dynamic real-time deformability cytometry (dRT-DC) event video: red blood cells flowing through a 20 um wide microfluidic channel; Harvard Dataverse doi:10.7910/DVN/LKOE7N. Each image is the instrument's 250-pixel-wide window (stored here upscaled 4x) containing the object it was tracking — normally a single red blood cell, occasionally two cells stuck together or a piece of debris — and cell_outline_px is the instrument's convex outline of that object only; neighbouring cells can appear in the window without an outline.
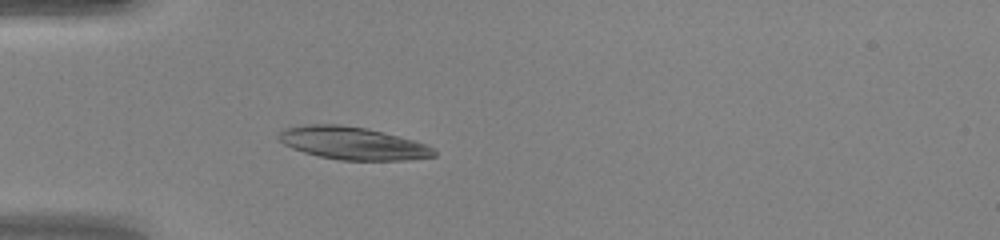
{"species": "human", "species_latin": "Homo sapiens", "temperature_condition": "warm", "stored_images_in_passage": 49, "camera_frame_rate_fps": 3000, "um_per_image_px": 0.085, "donor": {"sex": "female"}, "frame": {"image": 1, "passage_image": 16, "time_ms": 5.0, "image_size_px": [1000, 240], "cell_outline_px": [[436, 156], [404, 160], [340, 160], [320, 156], [304, 152], [292, 148], [284, 144], [276, 136], [284, 128], [304, 124], [340, 124], [364, 128], [428, 144], [436, 152]], "centroid_in_image_um": [29.94, 12.17], "position_along_channel_um": 55.1, "area_um2": 29.3}}
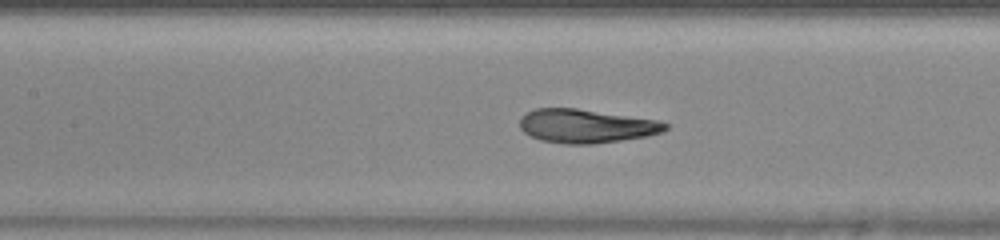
{"frame": {"image": 2, "passage_image": 24, "time_ms": 7.667, "image_size_px": [1000, 240], "cell_outline_px": [[668, 128], [664, 132], [648, 136], [592, 144], [564, 144], [540, 140], [524, 132], [520, 128], [520, 116], [536, 108], [576, 108], [656, 120], [668, 124]], "centroid_in_image_um": [49.81, 10.72], "position_along_channel_um": 157.6, "area_um2": 28.5}}
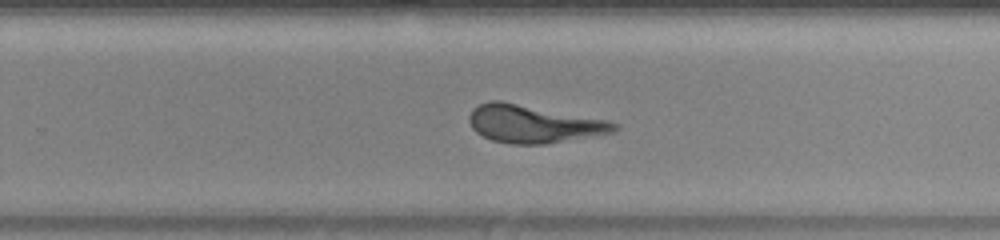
{"frame": {"image": 3, "passage_image": 33, "time_ms": 10.667, "image_size_px": [1000, 240], "cell_outline_px": [[620, 128], [616, 132], [544, 144], [512, 144], [492, 140], [476, 132], [472, 128], [468, 120], [468, 116], [472, 108], [488, 100], [500, 100], [608, 120], [620, 124]], "centroid_in_image_um": [45.35, 10.52], "position_along_channel_um": 284.4, "area_um2": 32.08}}